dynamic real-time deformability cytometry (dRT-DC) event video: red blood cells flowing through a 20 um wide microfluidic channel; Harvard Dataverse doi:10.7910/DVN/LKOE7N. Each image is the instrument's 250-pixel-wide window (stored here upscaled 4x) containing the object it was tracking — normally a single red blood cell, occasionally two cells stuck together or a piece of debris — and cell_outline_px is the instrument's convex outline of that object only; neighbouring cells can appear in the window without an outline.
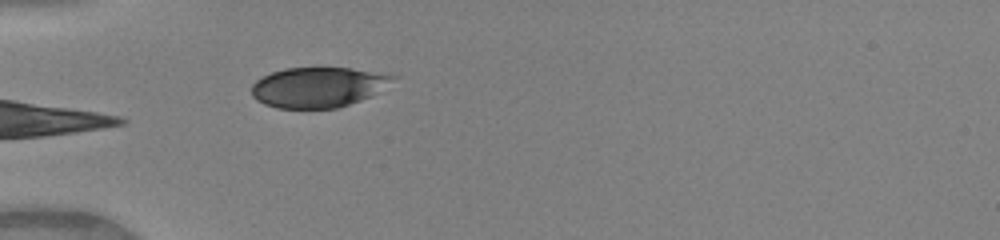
{"species": "human", "species_latin": "Homo sapiens", "temperature_condition": "warm", "stored_images_in_passage": 20, "camera_frame_rate_fps": 3000, "um_per_image_px": 0.085, "donor": {"sex": "female"}, "frame": {"image": 1, "passage_image": 1, "time_ms": 0.0, "image_size_px": [1000, 240], "cell_outline_px": [[400, 76], [368, 96], [360, 100], [336, 108], [276, 108], [264, 104], [256, 100], [252, 96], [252, 84], [256, 80], [272, 72], [284, 68], [352, 68]], "centroid_in_image_um": [26.99, 7.4], "position_along_channel_um": 58.0, "area_um2": 32.71}}
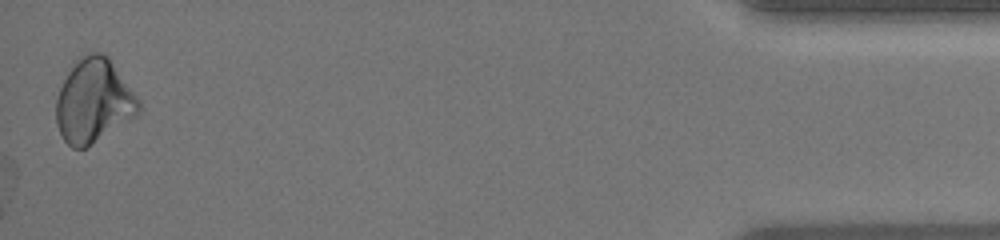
{"frame": {"image": 2, "passage_image": 20, "time_ms": 6.333, "image_size_px": [1000, 240], "cell_outline_px": [[140, 112], [136, 116], [84, 148], [72, 148], [64, 140], [56, 124], [56, 100], [60, 88], [68, 72], [76, 60], [84, 52], [104, 52], [108, 56], [140, 100]], "centroid_in_image_um": [7.96, 8.55], "position_along_channel_um": 427.2, "area_um2": 40.17}}